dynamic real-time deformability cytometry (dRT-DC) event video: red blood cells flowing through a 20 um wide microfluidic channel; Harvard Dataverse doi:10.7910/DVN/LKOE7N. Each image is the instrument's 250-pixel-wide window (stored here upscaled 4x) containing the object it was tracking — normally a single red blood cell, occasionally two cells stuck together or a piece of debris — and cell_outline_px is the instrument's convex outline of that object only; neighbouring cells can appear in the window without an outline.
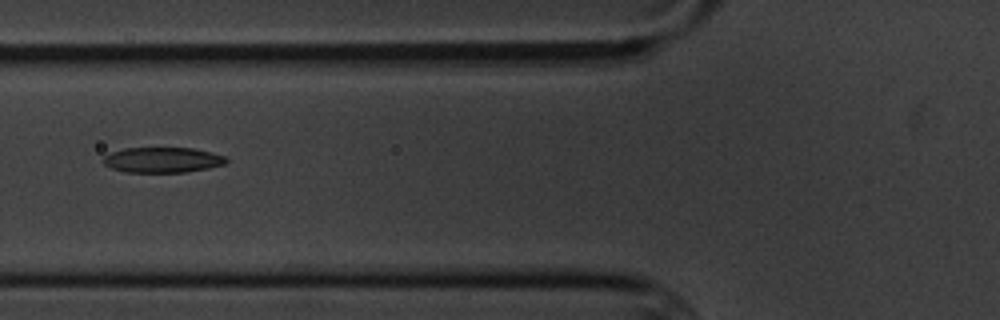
{"species": "common noctule bat (a hibernating species)", "species_latin": "Nyctalus noctula", "temperature_condition": "cold", "stored_images_in_passage": 2, "camera_frame_rate_fps": 3000, "um_per_image_px": 0.085, "animal": {"sex": "male", "body_mass_g": 20.1, "forearm_length_mm": 53.5}, "frame": {"image": 1, "passage_image": 2, "time_ms": 1.333, "image_size_px": [1000, 320], "cell_outline_px": [[228, 160], [224, 164], [208, 168], [184, 172], [124, 172], [112, 168], [104, 164], [104, 156], [112, 152], [124, 148], [192, 148], [212, 152], [224, 156]], "centroid_in_image_um": [13.81, 13.59], "position_along_channel_um": 112.0, "area_um2": 18.03}}